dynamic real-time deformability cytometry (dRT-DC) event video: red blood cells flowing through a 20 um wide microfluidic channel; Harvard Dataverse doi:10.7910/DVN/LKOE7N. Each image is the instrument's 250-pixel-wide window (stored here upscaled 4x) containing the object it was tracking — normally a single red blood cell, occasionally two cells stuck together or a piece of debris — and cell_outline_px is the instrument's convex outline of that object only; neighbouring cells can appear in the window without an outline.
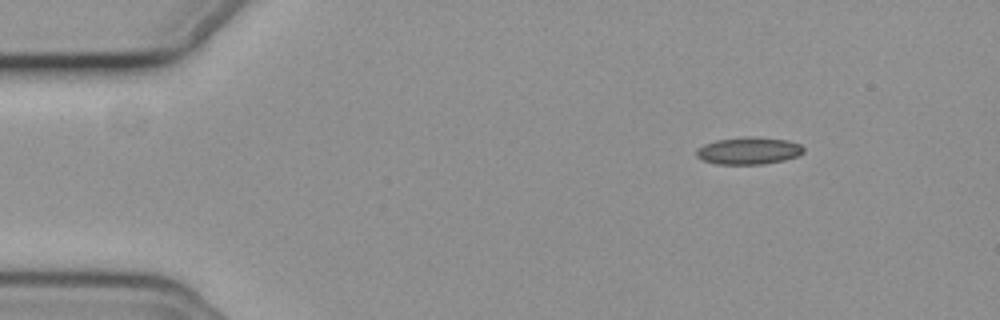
{"species": "common noctule bat (a hibernating species)", "species_latin": "Nyctalus noctula", "temperature_condition": "cold", "stored_images_in_passage": 50, "camera_frame_rate_fps": 3000, "um_per_image_px": 0.085, "animal": {"sex": "female", "body_mass_g": 19.3, "forearm_length_mm": 54.1}, "frame": {"image": 1, "passage_image": 2, "time_ms": 0.333, "image_size_px": [1000, 320], "cell_outline_px": [[804, 152], [796, 156], [784, 160], [764, 164], [716, 164], [704, 160], [696, 156], [696, 148], [704, 144], [716, 140], [748, 136], [788, 140], [800, 144], [804, 148]], "centroid_in_image_um": [63.63, 12.81], "position_along_channel_um": 21.4, "area_um2": 16.99}}
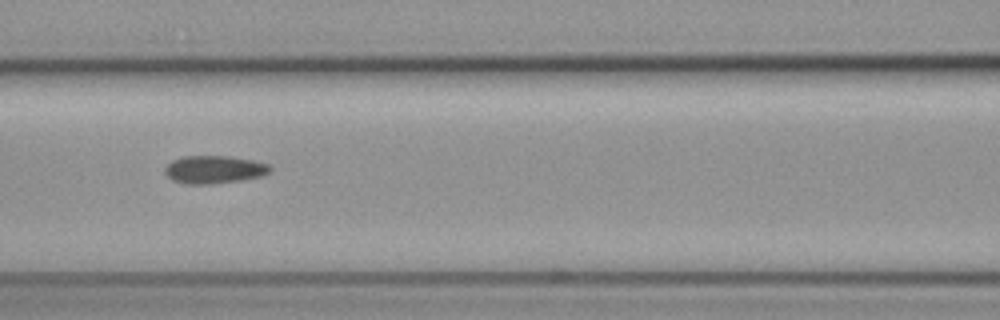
{"frame": {"image": 2, "passage_image": 19, "time_ms": 6.0, "image_size_px": [1000, 320], "cell_outline_px": [[272, 168], [264, 176], [240, 180], [212, 184], [184, 184], [172, 180], [164, 172], [164, 168], [172, 160], [184, 156], [228, 156], [252, 160], [268, 164]], "centroid_in_image_um": [18.19, 14.41], "position_along_channel_um": 148.4, "area_um2": 17.11}}
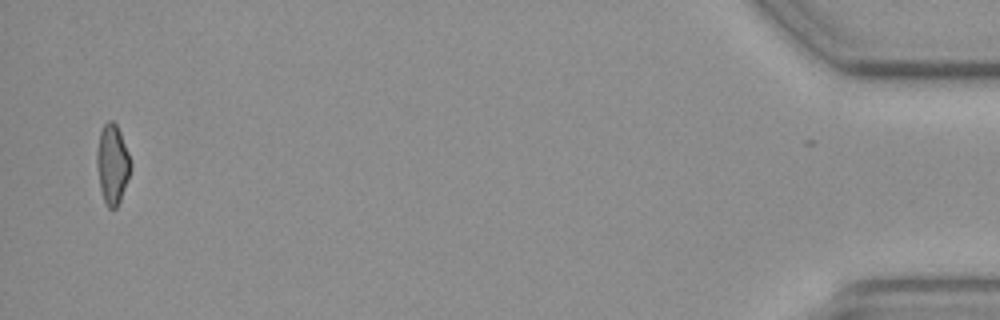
{"frame": {"image": 3, "passage_image": 49, "time_ms": 16.0, "image_size_px": [1000, 320], "cell_outline_px": [[132, 164], [120, 200], [116, 208], [108, 208], [104, 200], [100, 188], [96, 164], [96, 152], [100, 132], [104, 124], [108, 120], [112, 120], [116, 124], [120, 132], [128, 152]], "centroid_in_image_um": [9.54, 13.93], "position_along_channel_um": 425.7, "area_um2": 15.49}, "authors_computed_cell_mechanics": {"area_um2": 16.3574, "velocity_mm_per_s": 3.7206, "shape_relaxation_time_tau1_ms": 5.6572, "shape_relaxation_time_tau2_ms": 4.0975, "deformation_change_tau1": 0.1208, "deformation_change_tau2": 0.099}}